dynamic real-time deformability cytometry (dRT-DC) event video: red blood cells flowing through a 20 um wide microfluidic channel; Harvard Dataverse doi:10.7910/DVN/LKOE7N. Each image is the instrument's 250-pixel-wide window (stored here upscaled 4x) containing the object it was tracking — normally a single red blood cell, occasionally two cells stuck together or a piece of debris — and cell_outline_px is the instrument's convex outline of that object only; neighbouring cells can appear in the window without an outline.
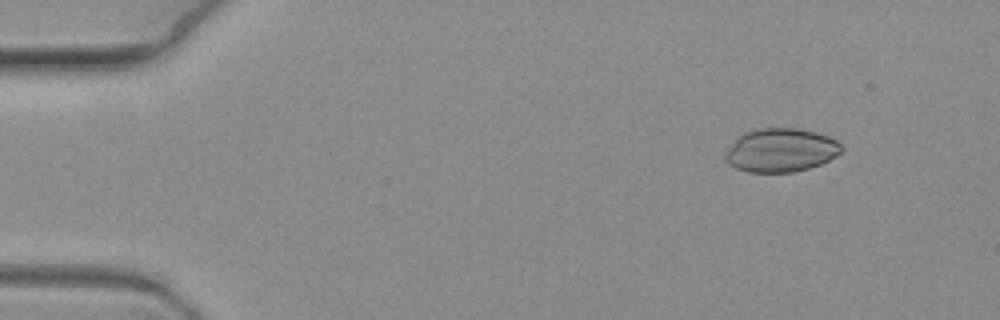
{"species": "common noctule bat (a hibernating species)", "species_latin": "Nyctalus noctula", "temperature_condition": "warm", "stored_images_in_passage": 6, "camera_frame_rate_fps": 3000, "um_per_image_px": 0.085, "animal": {"sex": "female", "body_mass_g": 19.3, "forearm_length_mm": 54.1}, "frame": {"image": 1, "passage_image": 1, "time_ms": 0.0, "image_size_px": [1000, 320], "cell_outline_px": [[844, 148], [836, 156], [820, 164], [808, 168], [792, 172], [748, 172], [736, 168], [728, 164], [724, 156], [724, 152], [744, 132], [752, 128], [796, 128], [816, 132], [828, 136], [836, 140]], "centroid_in_image_um": [66.36, 12.76], "position_along_channel_um": 18.6, "area_um2": 29.54}}